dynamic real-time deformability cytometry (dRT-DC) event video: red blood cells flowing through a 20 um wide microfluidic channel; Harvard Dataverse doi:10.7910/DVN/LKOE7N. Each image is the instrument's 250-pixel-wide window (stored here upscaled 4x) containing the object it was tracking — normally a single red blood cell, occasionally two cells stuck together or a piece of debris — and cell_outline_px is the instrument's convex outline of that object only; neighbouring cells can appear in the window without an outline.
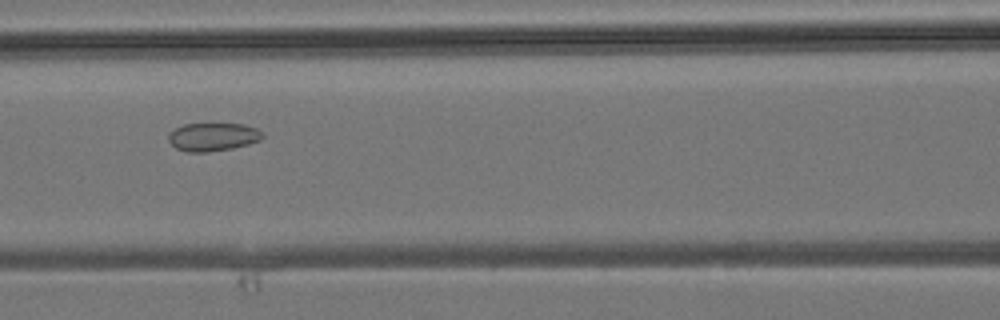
{"species": "common noctule bat (a hibernating species)", "species_latin": "Nyctalus noctula", "temperature_condition": "room temperature", "stored_images_in_passage": 7, "camera_frame_rate_fps": 3000, "um_per_image_px": 0.085, "animal": {"sex": "male", "body_mass_g": 19.2, "forearm_length_mm": 51.8}, "frame": {"image": 1, "passage_image": 5, "time_ms": 5.667, "image_size_px": [1000, 320], "cell_outline_px": [[264, 136], [260, 140], [248, 144], [232, 148], [208, 152], [188, 152], [176, 148], [168, 140], [168, 132], [184, 124], [244, 124], [256, 128], [264, 132]], "centroid_in_image_um": [18.1, 11.63], "position_along_channel_um": 148.5, "area_um2": 15.49}}
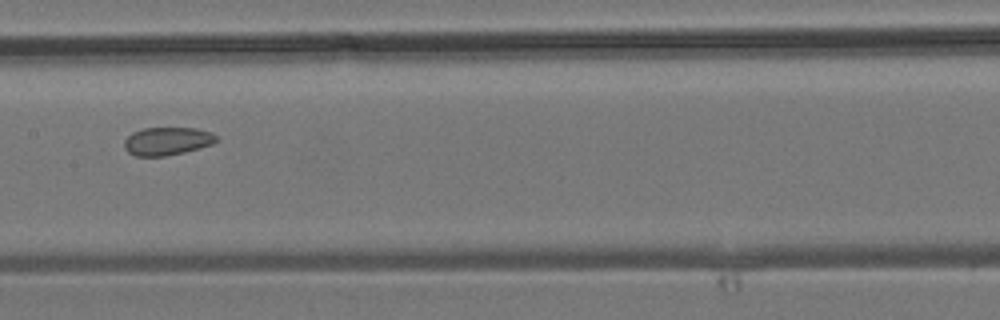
{"frame": {"image": 2, "passage_image": 6, "time_ms": 6.667, "image_size_px": [1000, 320], "cell_outline_px": [[216, 140], [212, 144], [200, 148], [184, 152], [164, 156], [136, 156], [128, 152], [124, 148], [124, 140], [132, 132], [144, 128], [196, 128], [212, 132], [216, 136]], "centroid_in_image_um": [14.19, 11.99], "position_along_channel_um": 193.2, "area_um2": 15.03}}
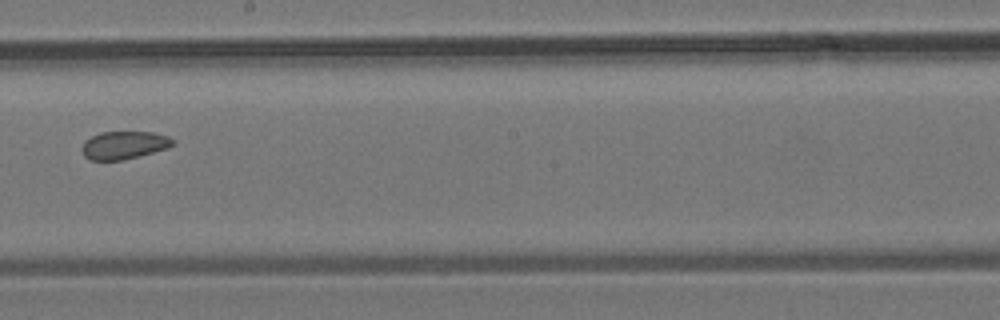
{"frame": {"image": 3, "passage_image": 7, "time_ms": 7.667, "image_size_px": [1000, 320], "cell_outline_px": [[172, 144], [168, 148], [124, 160], [88, 160], [84, 156], [80, 148], [84, 140], [100, 132], [152, 132], [168, 136], [172, 140]], "centroid_in_image_um": [10.47, 12.34], "position_along_channel_um": 237.7, "area_um2": 14.8}}